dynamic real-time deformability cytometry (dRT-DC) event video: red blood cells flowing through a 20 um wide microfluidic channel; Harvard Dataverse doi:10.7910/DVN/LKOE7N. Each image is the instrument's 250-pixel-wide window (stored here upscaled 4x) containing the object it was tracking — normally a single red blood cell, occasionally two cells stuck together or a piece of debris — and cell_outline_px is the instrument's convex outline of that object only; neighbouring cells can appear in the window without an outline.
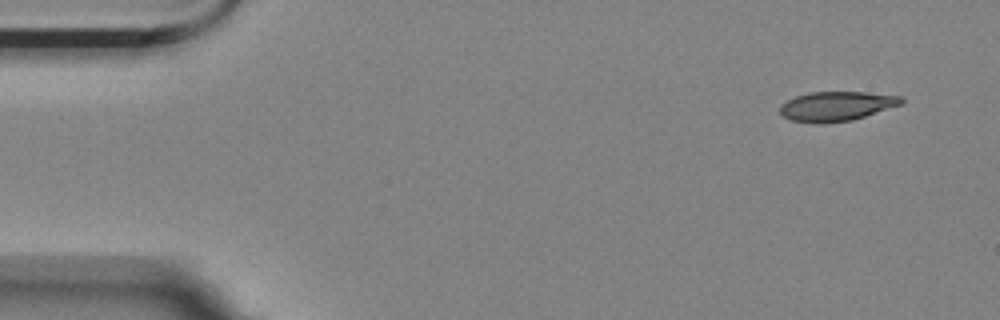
{"species": "Egyptian fruit bat (a non-hibernating species)", "species_latin": "Rousettus aegyptiacus", "temperature_condition": "room temperature", "stored_images_in_passage": 53, "camera_frame_rate_fps": 3000, "um_per_image_px": 0.085, "animal": {"sex": "female"}, "frame": {"image": 1, "passage_image": 1, "time_ms": 0.0, "image_size_px": [1000, 320], "cell_outline_px": [[904, 104], [852, 120], [816, 124], [792, 120], [784, 116], [780, 112], [780, 104], [796, 96], [808, 92], [864, 92], [900, 96], [904, 100]], "centroid_in_image_um": [71.11, 9.02], "position_along_channel_um": 13.9, "area_um2": 20.87}}
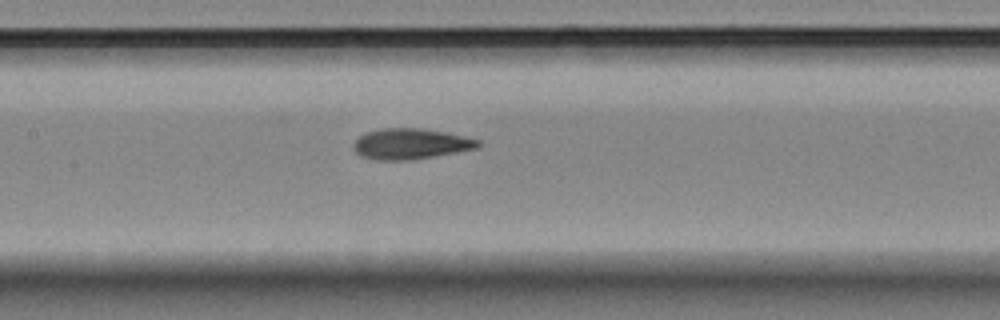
{"frame": {"image": 2, "passage_image": 23, "time_ms": 7.333, "image_size_px": [1000, 320], "cell_outline_px": [[484, 144], [480, 148], [412, 160], [376, 160], [360, 156], [356, 152], [356, 140], [360, 136], [368, 132], [384, 128], [420, 128], [444, 132], [464, 136], [480, 140]], "centroid_in_image_um": [34.99, 12.24], "position_along_channel_um": 172.4, "area_um2": 22.2}}
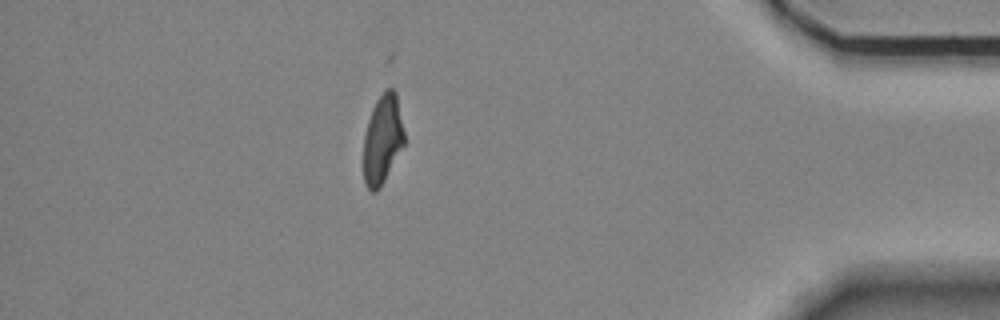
{"frame": {"image": 3, "passage_image": 46, "time_ms": 15.0, "image_size_px": [1000, 320], "cell_outline_px": [[404, 144], [380, 188], [376, 192], [372, 192], [364, 184], [364, 136], [368, 120], [372, 108], [376, 100], [388, 88], [392, 88], [396, 92], [404, 132]], "centroid_in_image_um": [32.51, 11.86], "position_along_channel_um": 402.7, "area_um2": 20.92}, "authors_computed_cell_mechanics": {"area_um2": 21.964, "velocity_mm_per_s": 3.5616, "shape_relaxation_time_tau1_ms": 5.6302, "shape_relaxation_time_tau2_ms": 1.7164, "deformation_change_tau1": 0.1915, "deformation_change_tau2": 0.0872}}